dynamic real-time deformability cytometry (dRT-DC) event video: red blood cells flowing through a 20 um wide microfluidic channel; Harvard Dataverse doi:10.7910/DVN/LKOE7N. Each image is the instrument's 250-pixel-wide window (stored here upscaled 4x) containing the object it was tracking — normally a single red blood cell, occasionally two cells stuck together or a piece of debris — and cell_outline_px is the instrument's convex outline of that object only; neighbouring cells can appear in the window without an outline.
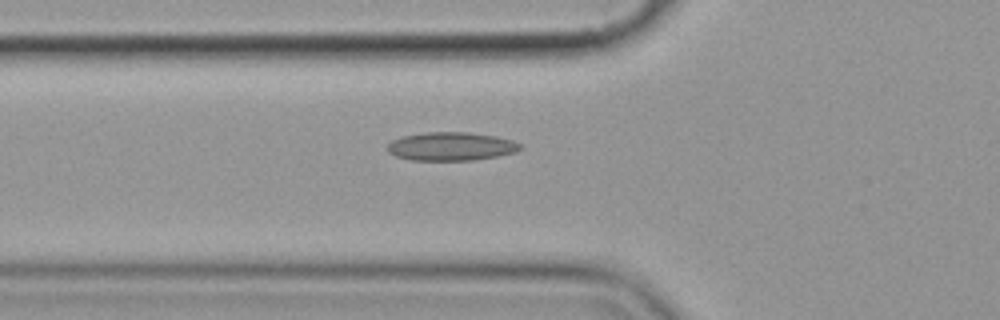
{"species": "common noctule bat (a hibernating species)", "species_latin": "Nyctalus noctula", "temperature_condition": "cold", "stored_images_in_passage": 7, "camera_frame_rate_fps": 3000, "um_per_image_px": 0.085, "animal": {"sex": "female", "body_mass_g": 19.9}, "frame": {"image": 1, "passage_image": 7, "time_ms": 7.667, "image_size_px": [1000, 320], "cell_outline_px": [[524, 148], [516, 152], [476, 160], [412, 160], [396, 156], [388, 152], [388, 144], [392, 140], [400, 136], [424, 132], [468, 132], [496, 136], [512, 140], [520, 144]], "centroid_in_image_um": [38.35, 12.43], "position_along_channel_um": 87.5, "area_um2": 22.14}}